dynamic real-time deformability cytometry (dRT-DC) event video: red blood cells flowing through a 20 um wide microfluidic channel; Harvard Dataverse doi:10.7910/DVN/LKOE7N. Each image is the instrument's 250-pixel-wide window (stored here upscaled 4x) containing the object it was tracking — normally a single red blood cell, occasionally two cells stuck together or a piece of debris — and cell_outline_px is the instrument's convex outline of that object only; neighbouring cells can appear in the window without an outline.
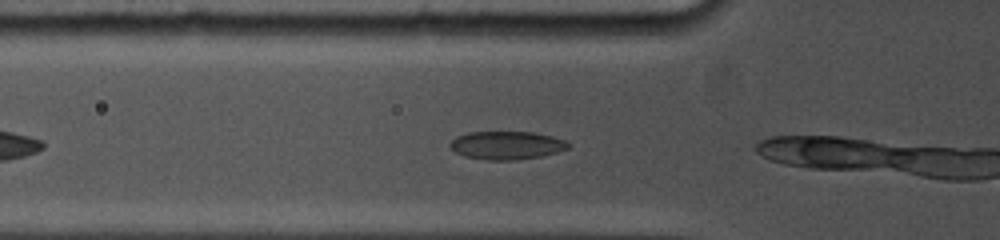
{"species": "common noctule bat (a hibernating species)", "species_latin": "Nyctalus noctula", "temperature_condition": "cold", "stored_images_in_passage": 4, "camera_frame_rate_fps": 5000, "um_per_image_px": 0.085, "animal": {"sex": "female", "body_mass_g": 19.0, "forearm_length_mm": 53.3}, "frame": {"image": 1, "passage_image": 2, "time_ms": 0.4, "image_size_px": [1000, 240], "cell_outline_px": [[572, 144], [568, 148], [556, 152], [540, 156], [516, 160], [488, 160], [464, 156], [456, 152], [448, 144], [456, 136], [468, 132], [532, 132], [552, 136], [564, 140]], "centroid_in_image_um": [43.06, 12.34], "position_along_channel_um": 82.7, "area_um2": 19.36}}